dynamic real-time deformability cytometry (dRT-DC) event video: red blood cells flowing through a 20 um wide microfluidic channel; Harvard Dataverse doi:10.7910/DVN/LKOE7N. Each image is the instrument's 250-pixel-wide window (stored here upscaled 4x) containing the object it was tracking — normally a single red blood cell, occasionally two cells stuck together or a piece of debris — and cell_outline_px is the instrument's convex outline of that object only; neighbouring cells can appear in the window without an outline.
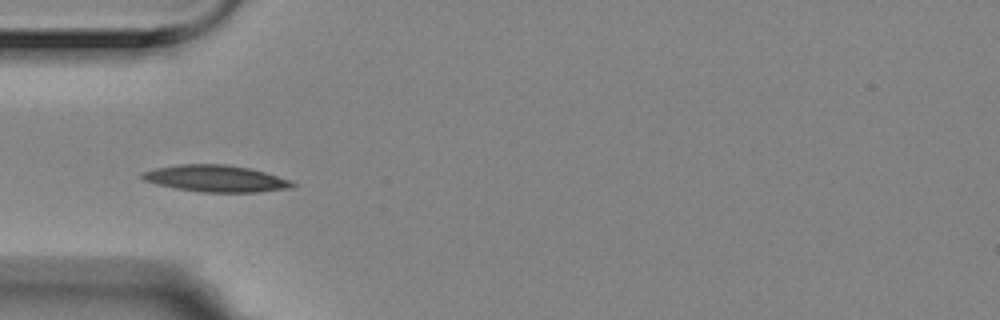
{"species": "Egyptian fruit bat (a non-hibernating species)", "species_latin": "Rousettus aegyptiacus", "temperature_condition": "room temperature", "stored_images_in_passage": 5, "camera_frame_rate_fps": 3000, "um_per_image_px": 0.085, "animal": {"sex": "female"}, "frame": {"image": 1, "passage_image": 3, "time_ms": 0.667, "image_size_px": [1000, 320], "cell_outline_px": [[296, 184], [292, 188], [256, 192], [200, 192], [176, 188], [156, 184], [144, 180], [140, 176], [144, 172], [156, 168], [180, 164], [224, 164], [248, 168], [264, 172], [292, 180]], "centroid_in_image_um": [18.37, 15.18], "position_along_channel_um": 66.6, "area_um2": 23.24}}
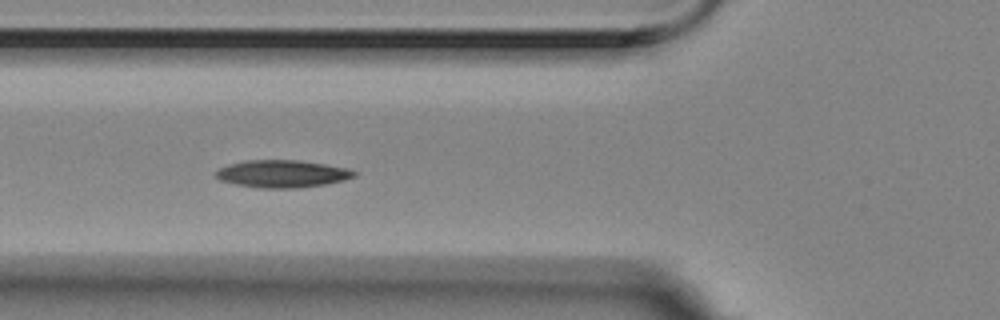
{"frame": {"image": 2, "passage_image": 4, "time_ms": 1.0, "image_size_px": [1000, 320], "cell_outline_px": [[356, 176], [344, 180], [324, 184], [296, 188], [260, 188], [236, 184], [220, 180], [216, 176], [216, 168], [228, 164], [248, 160], [296, 160], [324, 164], [348, 168], [356, 172]], "centroid_in_image_um": [23.96, 14.77], "position_along_channel_um": 101.8, "area_um2": 22.02}}
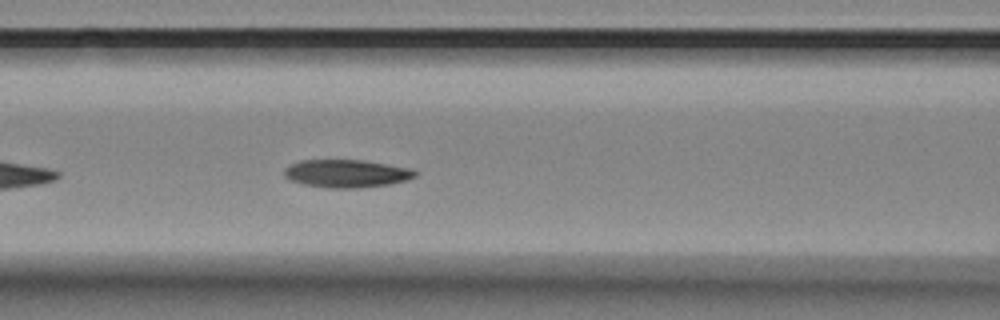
{"frame": {"image": 3, "passage_image": 5, "time_ms": 1.333, "image_size_px": [1000, 320], "cell_outline_px": [[420, 172], [416, 176], [408, 180], [388, 184], [356, 188], [328, 188], [304, 184], [292, 180], [284, 176], [284, 168], [300, 160], [364, 160], [412, 168]], "centroid_in_image_um": [29.51, 14.74], "position_along_channel_um": 137.1, "area_um2": 21.33}}